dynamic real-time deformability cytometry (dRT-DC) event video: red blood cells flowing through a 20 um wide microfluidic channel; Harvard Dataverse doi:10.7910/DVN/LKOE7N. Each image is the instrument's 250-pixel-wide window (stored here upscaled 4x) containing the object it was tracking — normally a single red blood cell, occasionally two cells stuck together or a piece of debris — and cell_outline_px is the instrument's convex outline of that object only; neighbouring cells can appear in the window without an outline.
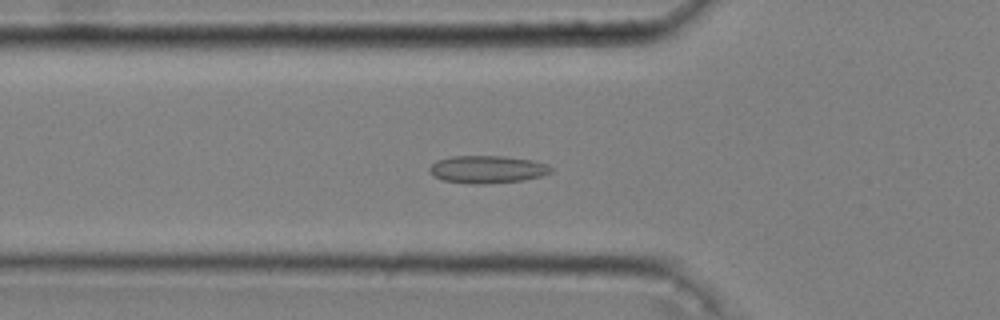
{"species": "common noctule bat (a hibernating species)", "species_latin": "Nyctalus noctula", "temperature_condition": "cold", "stored_images_in_passage": 44, "camera_frame_rate_fps": 3000, "um_per_image_px": 0.085, "animal": {"sex": "male", "body_mass_g": 20.4}, "frame": {"image": 1, "passage_image": 10, "time_ms": 3.0, "image_size_px": [1000, 320], "cell_outline_px": [[552, 172], [540, 176], [524, 180], [484, 184], [468, 184], [444, 180], [432, 176], [428, 168], [436, 160], [452, 156], [500, 156], [532, 160], [548, 164], [552, 168]], "centroid_in_image_um": [41.4, 14.4], "position_along_channel_um": 84.4, "area_um2": 19.59}}
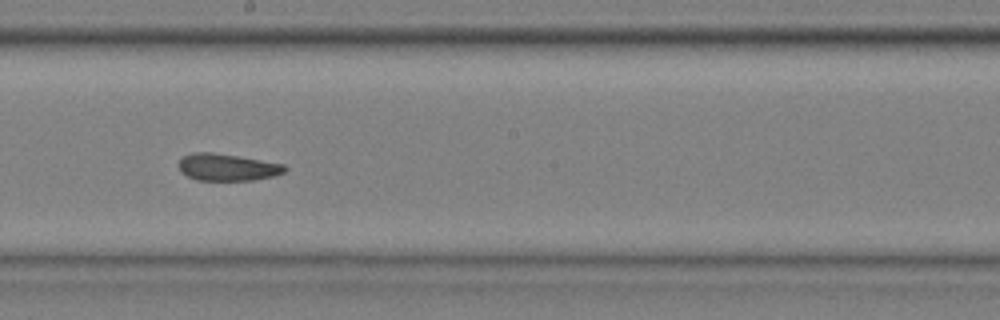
{"frame": {"image": 2, "passage_image": 22, "time_ms": 7.0, "image_size_px": [1000, 320], "cell_outline_px": [[288, 168], [284, 172], [276, 176], [252, 180], [196, 180], [180, 172], [176, 164], [184, 156], [192, 152], [212, 152], [284, 164]], "centroid_in_image_um": [19.29, 14.22], "position_along_channel_um": 228.9, "area_um2": 16.76}}
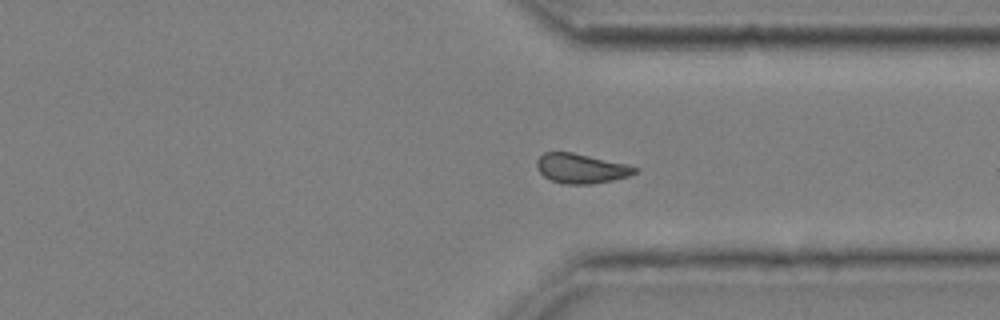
{"frame": {"image": 3, "passage_image": 33, "time_ms": 10.667, "image_size_px": [1000, 320], "cell_outline_px": [[640, 172], [628, 176], [612, 180], [592, 184], [564, 184], [552, 180], [544, 176], [536, 168], [536, 160], [544, 152], [572, 152], [628, 164], [640, 168]], "centroid_in_image_um": [49.43, 14.31], "position_along_channel_um": 362.0, "area_um2": 17.11}, "authors_computed_cell_mechanics": {"area_um2": 16.9354, "velocity_mm_per_s": 3.6065, "shape_relaxation_time_tau1_ms": null, "shape_relaxation_time_tau2_ms": 3.5768, "deformation_change_tau1": null, "deformation_change_tau2": 0.0973}}